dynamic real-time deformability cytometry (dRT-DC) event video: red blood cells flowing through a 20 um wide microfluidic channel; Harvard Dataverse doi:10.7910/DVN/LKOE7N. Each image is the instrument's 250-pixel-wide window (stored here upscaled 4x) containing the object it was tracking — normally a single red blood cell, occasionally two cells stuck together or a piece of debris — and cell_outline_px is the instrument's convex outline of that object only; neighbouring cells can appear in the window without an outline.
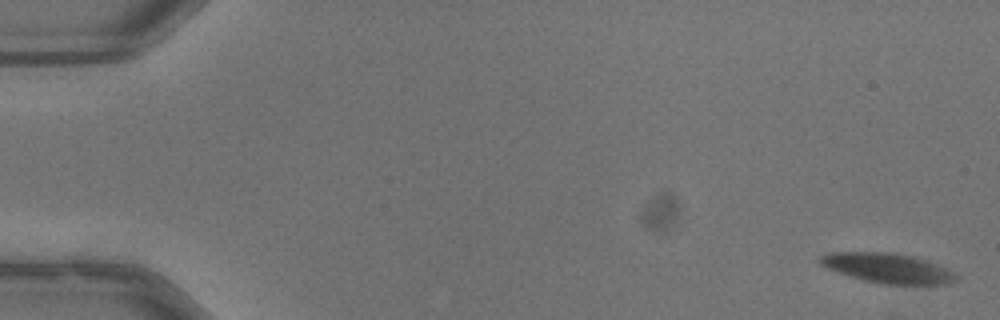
{"species": "common noctule bat (a hibernating species)", "species_latin": "Nyctalus noctula", "temperature_condition": "warm", "stored_images_in_passage": 55, "camera_frame_rate_fps": 3000, "um_per_image_px": 0.085, "animal": {"sex": "male", "body_mass_g": 13.3}, "frame": {"image": 1, "passage_image": 1, "time_ms": 0.0, "image_size_px": [1000, 320], "cell_outline_px": [[956, 280], [948, 284], [880, 284], [864, 280], [828, 268], [820, 264], [820, 256], [828, 252], [892, 252], [924, 260], [936, 264], [952, 272], [956, 276]], "centroid_in_image_um": [75.42, 22.79], "position_along_channel_um": 9.6, "area_um2": 23.06}}
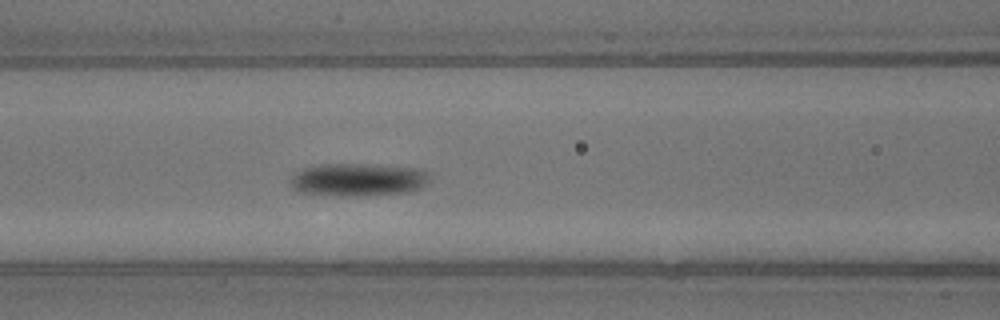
{"frame": {"image": 2, "passage_image": 24, "time_ms": 7.667, "image_size_px": [1000, 320], "cell_outline_px": [[432, 172], [428, 180], [420, 188], [412, 192], [356, 196], [344, 196], [300, 192], [292, 188], [292, 176], [296, 172], [304, 168], [316, 164], [368, 164], [416, 168]], "centroid_in_image_um": [30.47, 15.26], "position_along_channel_um": 136.1, "area_um2": 26.76}}
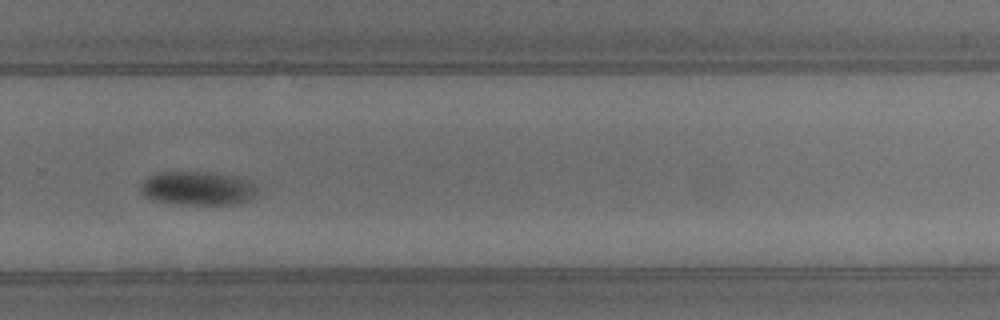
{"frame": {"image": 3, "passage_image": 38, "time_ms": 12.333, "image_size_px": [1000, 320], "cell_outline_px": [[256, 196], [240, 204], [176, 204], [152, 200], [144, 196], [140, 192], [140, 184], [148, 176], [156, 172], [220, 172], [240, 176], [256, 184]], "centroid_in_image_um": [16.81, 15.99], "position_along_channel_um": 313.0, "area_um2": 23.58}, "authors_computed_cell_mechanics": {"area_um2": 23.5824, "velocity_mm_per_s": 3.8025, "shape_relaxation_time_tau1_ms": 8.1832, "shape_relaxation_time_tau2_ms": null, "deformation_change_tau1": 0.2631, "deformation_change_tau2": null}}